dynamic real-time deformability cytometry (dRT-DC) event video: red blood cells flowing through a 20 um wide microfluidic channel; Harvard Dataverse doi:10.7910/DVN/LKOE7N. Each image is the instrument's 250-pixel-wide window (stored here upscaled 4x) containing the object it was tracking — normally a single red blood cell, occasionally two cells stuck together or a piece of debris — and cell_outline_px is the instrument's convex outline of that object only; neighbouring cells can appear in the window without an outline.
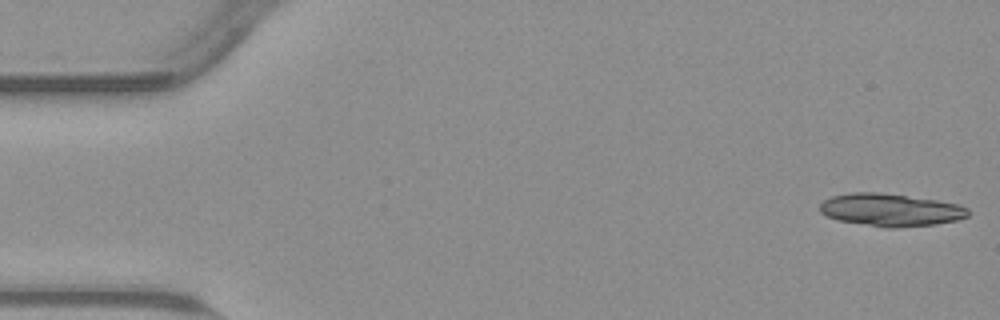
{"species": "common noctule bat (a hibernating species)", "species_latin": "Nyctalus noctula", "temperature_condition": "warm", "stored_images_in_passage": 54, "segment_of_instrument_passage": [1, 2], "camera_frame_rate_fps": 3000, "um_per_image_px": 0.085, "animal": {"sex": "male", "body_mass_g": 23.1, "forearm_length_mm": 52.7}, "frame": {"image": 1, "passage_image": 1, "time_ms": 0.0, "image_size_px": [1000, 320], "cell_outline_px": [[968, 216], [956, 220], [936, 224], [896, 228], [884, 228], [836, 220], [820, 212], [820, 204], [824, 200], [832, 196], [852, 192], [880, 192], [936, 200], [960, 204], [968, 208]], "centroid_in_image_um": [75.69, 17.85], "position_along_channel_um": 9.3, "area_um2": 28.32}}